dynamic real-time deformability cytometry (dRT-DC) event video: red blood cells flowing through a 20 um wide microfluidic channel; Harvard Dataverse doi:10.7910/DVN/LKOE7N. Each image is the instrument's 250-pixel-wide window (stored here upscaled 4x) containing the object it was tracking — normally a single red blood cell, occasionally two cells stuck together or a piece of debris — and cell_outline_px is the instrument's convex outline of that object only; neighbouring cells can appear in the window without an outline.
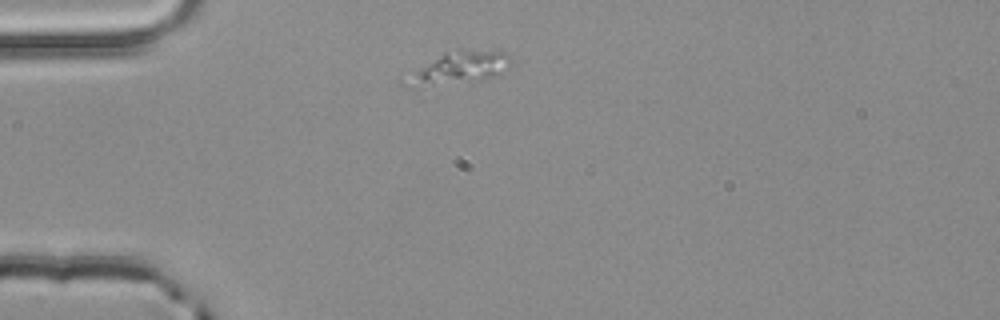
{"species": "common noctule bat (a hibernating species)", "species_latin": "Nyctalus noctula", "temperature_condition": "room temperature", "stored_images_in_passage": 2, "segment_of_instrument_passage": [2, 2], "camera_frame_rate_fps": 3000, "um_per_image_px": 0.085, "animal": {"sex": "male", "body_mass_g": 20.4}, "frame": {"image": 1, "passage_image": 2, "time_ms": 0.333, "image_size_px": [1000, 320], "cell_outline_px": [[508, 68], [500, 76], [432, 84], [400, 84], [400, 80], [444, 52], [456, 48], [460, 48], [504, 52], [508, 56]], "centroid_in_image_um": [39.06, 5.7], "position_along_channel_um": 45.9, "area_um2": 18.73}}